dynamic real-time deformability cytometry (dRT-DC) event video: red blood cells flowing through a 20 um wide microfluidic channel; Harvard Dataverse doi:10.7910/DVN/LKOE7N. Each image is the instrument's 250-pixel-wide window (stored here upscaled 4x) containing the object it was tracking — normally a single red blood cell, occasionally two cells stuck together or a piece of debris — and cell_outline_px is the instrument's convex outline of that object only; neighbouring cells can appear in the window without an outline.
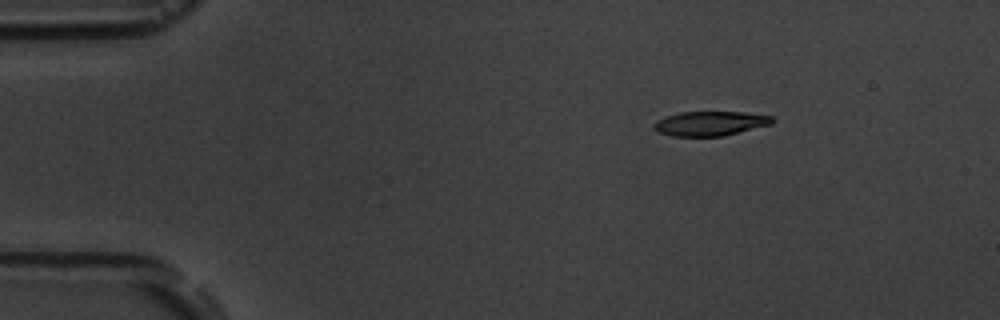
{"species": "common noctule bat (a hibernating species)", "species_latin": "Nyctalus noctula", "temperature_condition": "room temperature", "stored_images_in_passage": 7, "camera_frame_rate_fps": 3000, "um_per_image_px": 0.085, "animal": {"sex": "male", "body_mass_g": 19.5, "forearm_length_mm": 54.6}, "frame": {"image": 1, "passage_image": 1, "time_ms": 0.0, "image_size_px": [1000, 320], "cell_outline_px": [[776, 120], [772, 124], [724, 136], [672, 136], [660, 132], [652, 124], [656, 120], [664, 116], [680, 112], [744, 112], [772, 116]], "centroid_in_image_um": [60.39, 10.49], "position_along_channel_um": 24.6, "area_um2": 16.94}}
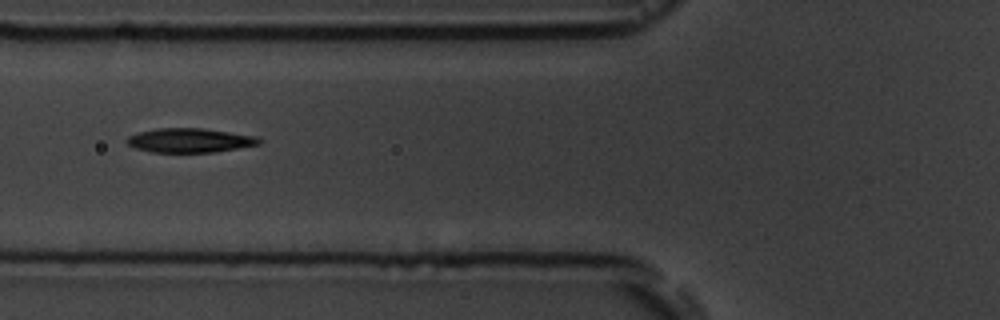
{"frame": {"image": 2, "passage_image": 5, "time_ms": 4.333, "image_size_px": [1000, 320], "cell_outline_px": [[260, 144], [216, 152], [152, 152], [136, 148], [128, 144], [124, 140], [128, 136], [140, 132], [156, 128], [204, 128], [260, 136]], "centroid_in_image_um": [16.16, 11.92], "position_along_channel_um": 109.6, "area_um2": 18.79}}
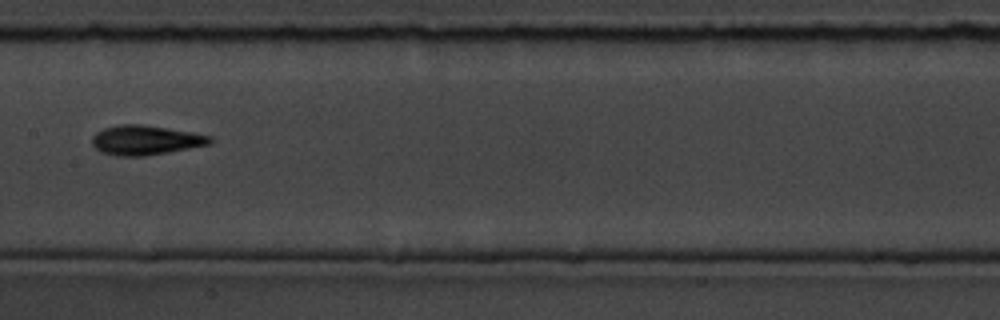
{"frame": {"image": 3, "passage_image": 7, "time_ms": 6.667, "image_size_px": [1000, 320], "cell_outline_px": [[212, 140], [208, 144], [168, 152], [144, 156], [116, 156], [100, 152], [92, 144], [92, 136], [96, 132], [104, 128], [120, 124], [140, 124], [192, 132], [212, 136]], "centroid_in_image_um": [12.32, 11.91], "position_along_channel_um": 195.1, "area_um2": 20.17}}